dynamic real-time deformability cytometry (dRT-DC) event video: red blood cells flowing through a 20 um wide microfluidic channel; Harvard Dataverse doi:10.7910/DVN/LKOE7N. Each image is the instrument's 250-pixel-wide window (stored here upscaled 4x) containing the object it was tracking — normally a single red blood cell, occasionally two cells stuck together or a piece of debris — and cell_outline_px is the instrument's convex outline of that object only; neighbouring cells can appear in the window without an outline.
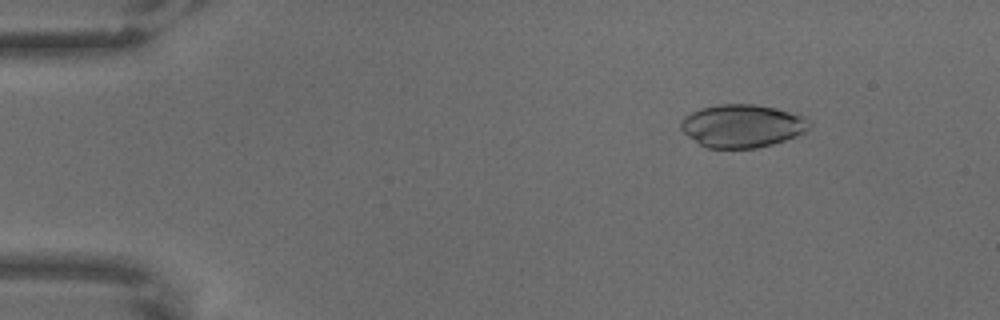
{"species": "common noctule bat (a hibernating species)", "species_latin": "Nyctalus noctula", "temperature_condition": "warm", "stored_images_in_passage": 63, "camera_frame_rate_fps": 3000, "um_per_image_px": 0.085, "animal": {"sex": "male", "body_mass_g": 18.8}, "frame": {"image": 1, "passage_image": 8, "time_ms": 2.333, "image_size_px": [1000, 320], "cell_outline_px": [[812, 124], [808, 132], [772, 144], [756, 148], [708, 148], [700, 144], [688, 136], [680, 128], [680, 120], [684, 116], [700, 108], [716, 104], [756, 104], [776, 108], [804, 116], [812, 120]], "centroid_in_image_um": [63.12, 10.69], "position_along_channel_um": 21.9, "area_um2": 32.54}}
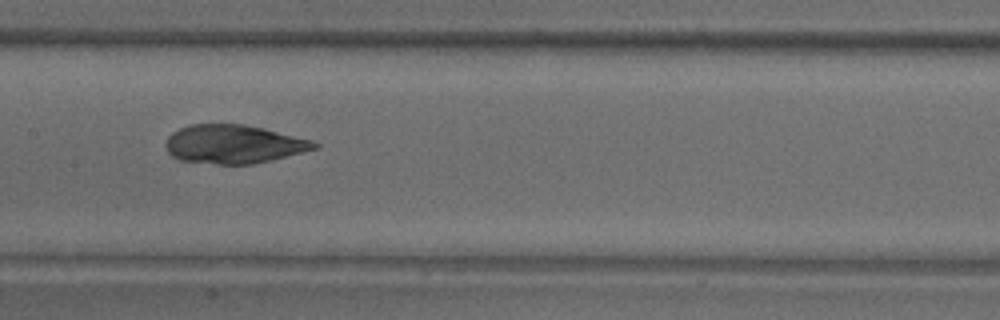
{"frame": {"image": 2, "passage_image": 32, "time_ms": 10.333, "image_size_px": [1000, 320], "cell_outline_px": [[320, 148], [252, 164], [216, 164], [180, 160], [172, 156], [168, 152], [164, 144], [168, 136], [172, 132], [188, 124], [244, 124], [264, 128], [312, 140], [320, 144]], "centroid_in_image_um": [19.85, 12.24], "position_along_channel_um": 187.6, "area_um2": 33.52}}
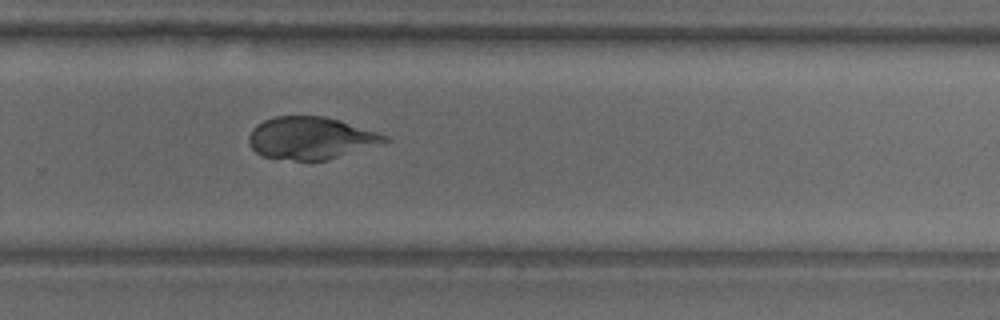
{"frame": {"image": 3, "passage_image": 43, "time_ms": 14.0, "image_size_px": [1000, 320], "cell_outline_px": [[388, 140], [328, 160], [312, 164], [260, 156], [252, 148], [248, 140], [248, 136], [252, 128], [256, 124], [264, 120], [276, 116], [324, 116], [340, 120], [388, 136]], "centroid_in_image_um": [26.32, 11.77], "position_along_channel_um": 303.5, "area_um2": 33.81}}